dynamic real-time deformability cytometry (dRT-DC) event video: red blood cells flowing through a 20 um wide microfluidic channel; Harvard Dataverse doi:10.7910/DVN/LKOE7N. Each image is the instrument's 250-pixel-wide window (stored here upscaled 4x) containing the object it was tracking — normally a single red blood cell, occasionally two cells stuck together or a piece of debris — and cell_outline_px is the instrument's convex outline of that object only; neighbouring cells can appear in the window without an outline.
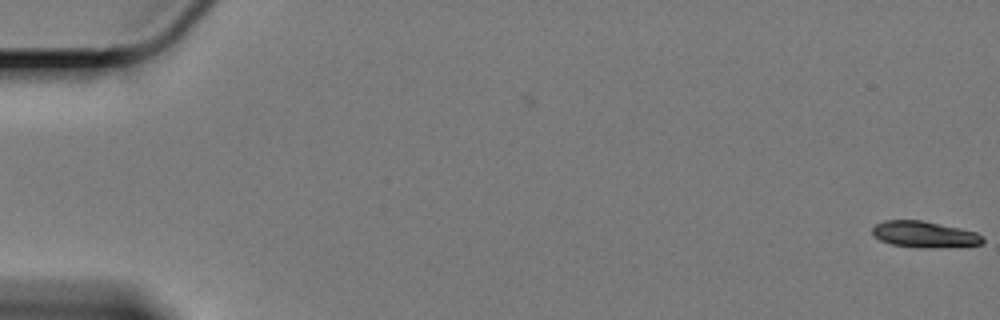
{"species": "Egyptian fruit bat (a non-hibernating species)", "species_latin": "Rousettus aegyptiacus", "temperature_condition": "cold", "stored_images_in_passage": 3, "camera_frame_rate_fps": 3000, "um_per_image_px": 0.085, "animal": {"sex": "female"}, "frame": {"image": 1, "passage_image": 3, "time_ms": 0.667, "image_size_px": [1000, 320], "cell_outline_px": [[984, 244], [932, 248], [920, 248], [892, 244], [880, 240], [872, 232], [872, 228], [876, 224], [884, 220], [920, 220], [960, 228], [976, 232], [984, 236]], "centroid_in_image_um": [78.6, 19.92], "position_along_channel_um": 6.4, "area_um2": 16.88}}